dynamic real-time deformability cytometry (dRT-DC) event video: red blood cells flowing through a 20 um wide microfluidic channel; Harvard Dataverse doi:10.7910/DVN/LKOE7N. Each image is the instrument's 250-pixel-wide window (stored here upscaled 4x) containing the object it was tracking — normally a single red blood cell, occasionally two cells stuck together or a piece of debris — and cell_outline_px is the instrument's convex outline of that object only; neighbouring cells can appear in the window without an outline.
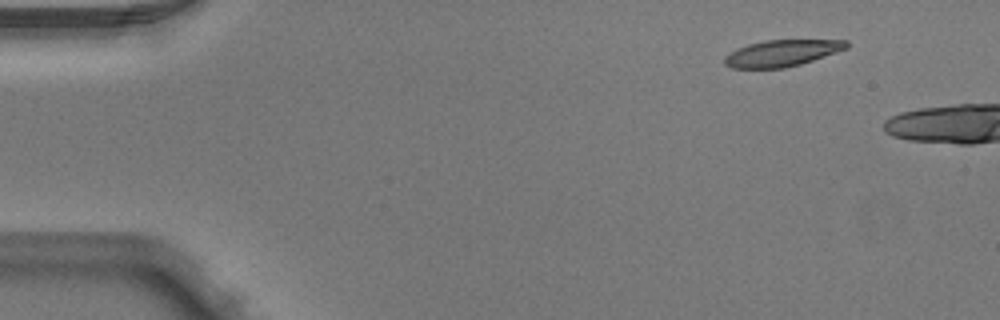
{"species": "Egyptian fruit bat (a non-hibernating species)", "species_latin": "Rousettus aegyptiacus", "temperature_condition": "warm", "stored_images_in_passage": 3, "camera_frame_rate_fps": 3000, "um_per_image_px": 0.085, "animal": {"sex": "male"}, "frame": {"image": 1, "passage_image": 2, "time_ms": 0.333, "image_size_px": [1000, 320], "cell_outline_px": [[848, 48], [800, 64], [784, 68], [732, 68], [724, 64], [724, 56], [736, 48], [748, 44], [764, 40], [848, 40]], "centroid_in_image_um": [66.42, 4.51], "position_along_channel_um": 18.6, "area_um2": 18.79}}